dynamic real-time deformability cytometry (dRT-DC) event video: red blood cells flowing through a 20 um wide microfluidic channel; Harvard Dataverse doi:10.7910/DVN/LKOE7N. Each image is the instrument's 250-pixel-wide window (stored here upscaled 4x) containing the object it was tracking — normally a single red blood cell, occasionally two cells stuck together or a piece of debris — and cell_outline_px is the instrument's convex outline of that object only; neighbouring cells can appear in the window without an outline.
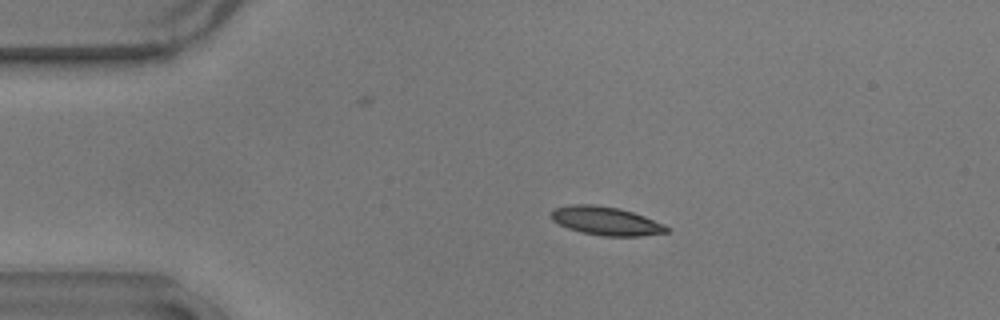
{"species": "common noctule bat (a hibernating species)", "species_latin": "Nyctalus noctula", "temperature_condition": "warm", "stored_images_in_passage": 45, "camera_frame_rate_fps": 3000, "um_per_image_px": 0.085, "animal": {"sex": "male", "body_mass_g": 17.9}, "frame": {"image": 1, "passage_image": 1, "time_ms": 0.0, "image_size_px": [1000, 320], "cell_outline_px": [[672, 228], [668, 232], [640, 236], [604, 236], [580, 232], [568, 228], [552, 220], [552, 212], [556, 208], [568, 204], [592, 204], [620, 208], [644, 216], [664, 224]], "centroid_in_image_um": [51.54, 18.78], "position_along_channel_um": 33.5, "area_um2": 19.19}}
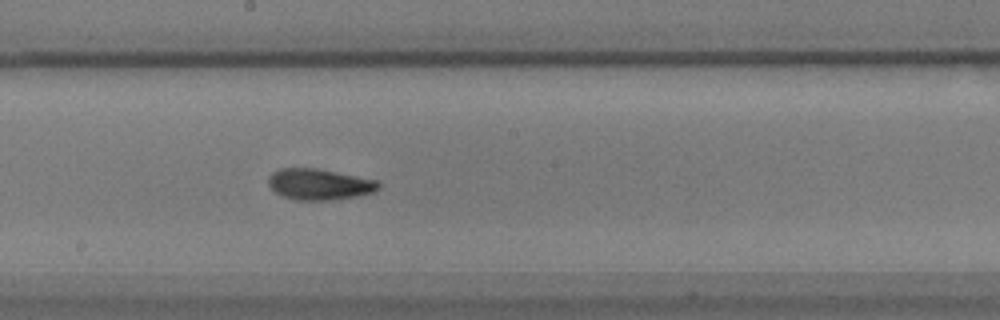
{"frame": {"image": 2, "passage_image": 20, "time_ms": 6.333, "image_size_px": [1000, 320], "cell_outline_px": [[380, 188], [372, 192], [356, 196], [332, 200], [296, 200], [284, 196], [276, 192], [268, 184], [268, 176], [272, 172], [280, 168], [316, 168], [376, 180], [380, 184]], "centroid_in_image_um": [27.11, 15.66], "position_along_channel_um": 221.1, "area_um2": 19.77}}
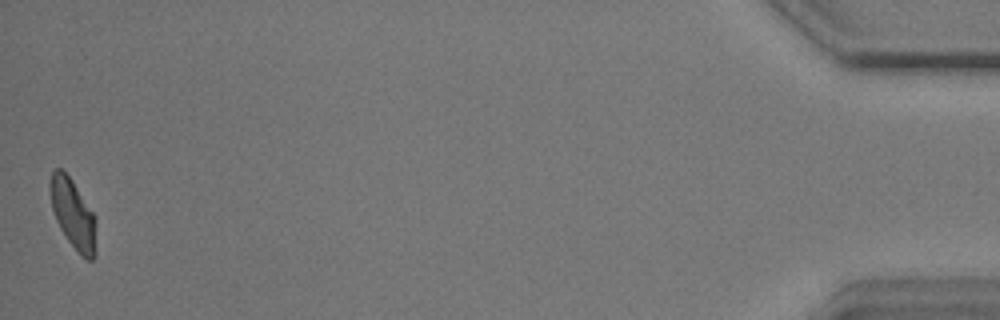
{"frame": {"image": 3, "passage_image": 45, "time_ms": 14.667, "image_size_px": [1000, 320], "cell_outline_px": [[96, 256], [92, 260], [88, 260], [80, 256], [68, 240], [60, 228], [56, 220], [52, 208], [48, 188], [48, 184], [52, 172], [56, 168], [60, 168], [72, 180], [96, 216]], "centroid_in_image_um": [6.22, 18.21], "position_along_channel_um": 429.0, "area_um2": 18.96}, "authors_computed_cell_mechanics": {"area_um2": 19.1896, "velocity_mm_per_s": 3.6166, "shape_relaxation_time_tau1_ms": 5.5855, "shape_relaxation_time_tau2_ms": 2.4143, "deformation_change_tau1": 0.1462, "deformation_change_tau2": 0.0812}}